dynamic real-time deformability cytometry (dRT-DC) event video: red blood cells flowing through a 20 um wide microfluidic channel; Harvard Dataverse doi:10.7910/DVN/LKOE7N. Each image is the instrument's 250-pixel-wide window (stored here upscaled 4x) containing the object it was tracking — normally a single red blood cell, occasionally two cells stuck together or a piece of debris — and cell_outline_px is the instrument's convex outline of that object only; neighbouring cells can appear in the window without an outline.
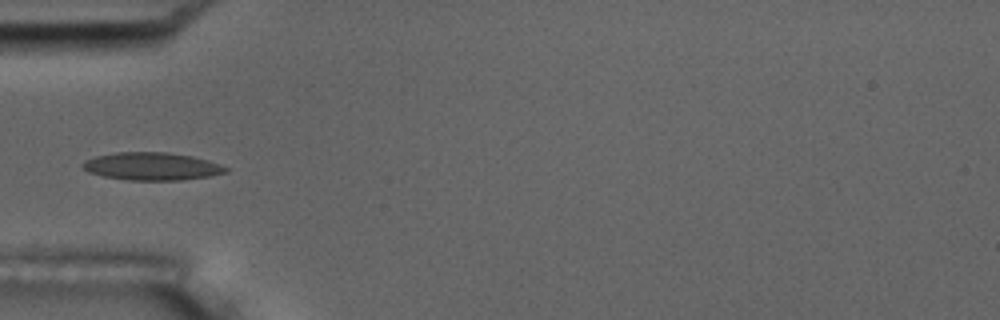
{"species": "common noctule bat (a hibernating species)", "species_latin": "Nyctalus noctula", "temperature_condition": "room temperature", "stored_images_in_passage": 7, "camera_frame_rate_fps": 3000, "um_per_image_px": 0.085, "animal": {"sex": "male", "body_mass_g": 17.5, "forearm_length_mm": 52.3}, "frame": {"image": 1, "passage_image": 5, "time_ms": 4.667, "image_size_px": [1000, 320], "cell_outline_px": [[228, 172], [208, 176], [180, 180], [128, 180], [104, 176], [88, 172], [80, 164], [84, 160], [96, 156], [116, 152], [168, 152], [192, 156], [208, 160], [220, 164], [228, 168]], "centroid_in_image_um": [12.9, 14.13], "position_along_channel_um": 72.1, "area_um2": 23.12}}